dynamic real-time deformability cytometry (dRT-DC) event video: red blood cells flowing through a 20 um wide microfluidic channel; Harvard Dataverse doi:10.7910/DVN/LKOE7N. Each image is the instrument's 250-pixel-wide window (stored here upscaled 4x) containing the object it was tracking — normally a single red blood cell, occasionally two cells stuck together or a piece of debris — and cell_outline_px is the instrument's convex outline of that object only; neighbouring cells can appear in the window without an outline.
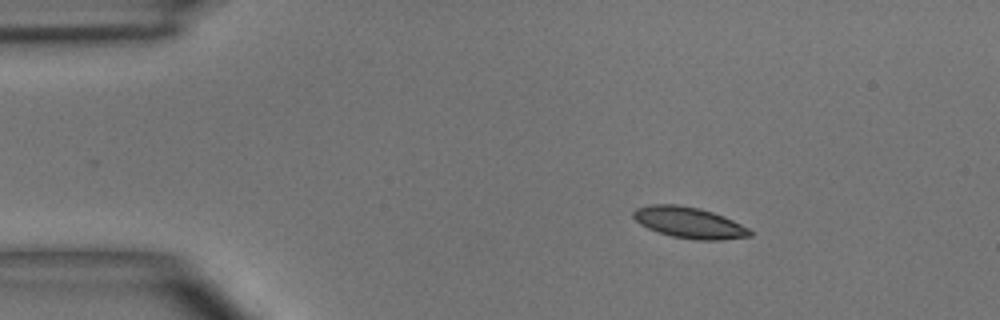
{"species": "common noctule bat (a hibernating species)", "species_latin": "Nyctalus noctula", "temperature_condition": "room temperature", "stored_images_in_passage": 4, "camera_frame_rate_fps": 3000, "um_per_image_px": 0.085, "animal": {"sex": "male", "body_mass_g": 15.6}, "frame": {"image": 1, "passage_image": 2, "time_ms": 1.0, "image_size_px": [1000, 320], "cell_outline_px": [[752, 236], [720, 240], [700, 240], [672, 236], [656, 232], [640, 224], [632, 216], [632, 212], [636, 208], [652, 204], [676, 204], [700, 208], [724, 216], [748, 228], [752, 232]], "centroid_in_image_um": [58.56, 18.92], "position_along_channel_um": 26.4, "area_um2": 21.1}}
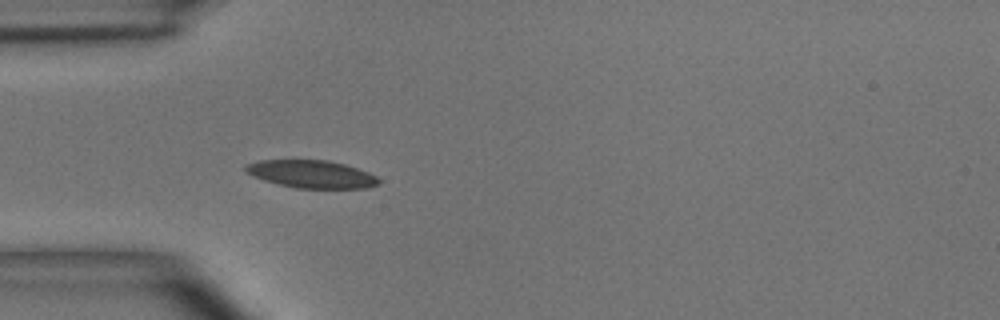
{"frame": {"image": 2, "passage_image": 4, "time_ms": 3.333, "image_size_px": [1000, 320], "cell_outline_px": [[380, 184], [368, 188], [296, 188], [264, 180], [252, 176], [244, 172], [244, 168], [248, 164], [260, 160], [328, 160], [344, 164], [368, 172], [376, 176], [380, 180]], "centroid_in_image_um": [26.49, 14.8], "position_along_channel_um": 58.5, "area_um2": 21.44}}